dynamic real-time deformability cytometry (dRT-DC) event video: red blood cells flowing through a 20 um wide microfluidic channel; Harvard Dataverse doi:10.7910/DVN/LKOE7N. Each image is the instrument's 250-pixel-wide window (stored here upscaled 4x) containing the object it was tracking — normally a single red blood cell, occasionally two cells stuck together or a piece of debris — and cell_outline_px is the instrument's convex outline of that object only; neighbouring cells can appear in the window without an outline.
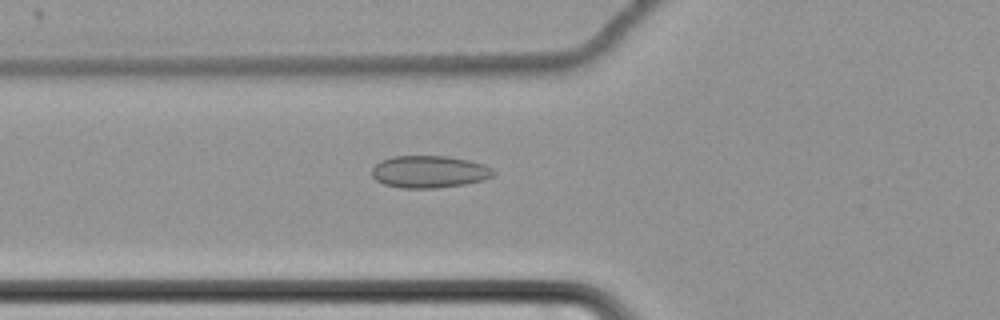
{"species": "common noctule bat (a hibernating species)", "species_latin": "Nyctalus noctula", "temperature_condition": "cold", "stored_images_in_passage": 48, "camera_frame_rate_fps": 3000, "um_per_image_px": 0.085, "animal": {"sex": "female", "body_mass_g": 22.7, "forearm_length_mm": 54.2}, "frame": {"image": 1, "passage_image": 11, "time_ms": 3.333, "image_size_px": [1000, 320], "cell_outline_px": [[492, 176], [484, 180], [464, 184], [436, 188], [400, 188], [384, 184], [376, 180], [372, 176], [372, 168], [380, 160], [392, 156], [448, 156], [468, 160], [484, 164], [492, 168]], "centroid_in_image_um": [36.45, 14.59], "position_along_channel_um": 89.3, "area_um2": 22.83}}
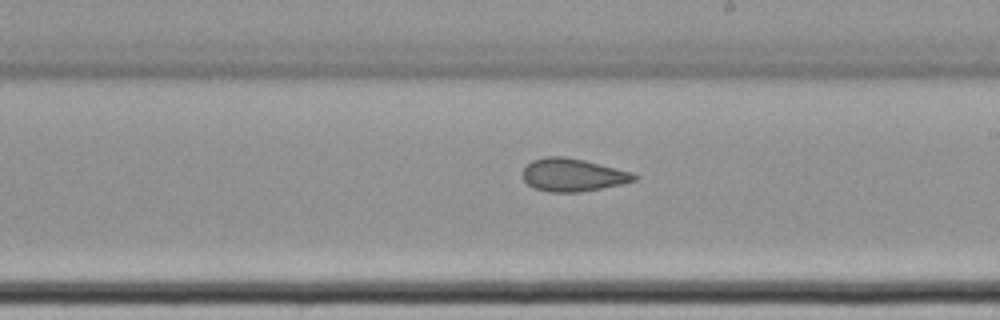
{"frame": {"image": 2, "passage_image": 24, "time_ms": 7.667, "image_size_px": [1000, 320], "cell_outline_px": [[636, 180], [620, 184], [580, 192], [548, 192], [536, 188], [528, 184], [524, 180], [524, 168], [532, 160], [544, 156], [564, 156], [584, 160], [632, 172], [636, 176]], "centroid_in_image_um": [48.67, 14.86], "position_along_channel_um": 240.3, "area_um2": 21.1}}
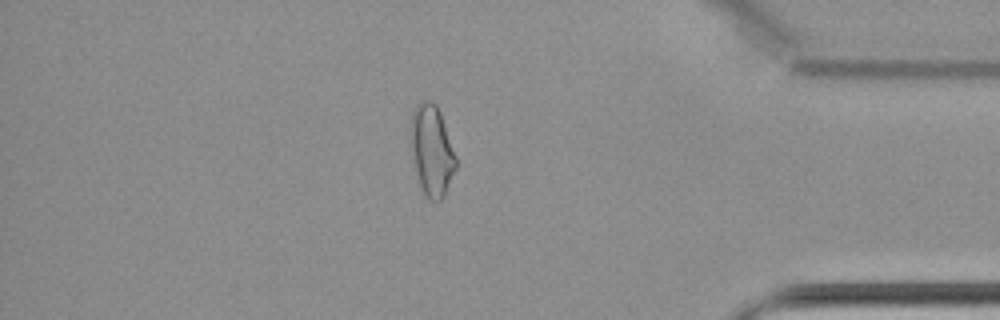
{"frame": {"image": 3, "passage_image": 40, "time_ms": 13.0, "image_size_px": [1000, 320], "cell_outline_px": [[456, 168], [444, 196], [440, 200], [428, 200], [420, 184], [416, 168], [412, 148], [412, 112], [416, 104], [420, 100], [428, 100], [436, 104], [440, 112], [456, 156]], "centroid_in_image_um": [36.73, 12.77], "position_along_channel_um": 398.5, "area_um2": 23.24}, "authors_computed_cell_mechanics": {"area_um2": 22.3397, "velocity_mm_per_s": 3.4844, "shape_relaxation_time_tau1_ms": null, "shape_relaxation_time_tau2_ms": 6.2122, "deformation_change_tau1": null, "deformation_change_tau2": 0.1231}}